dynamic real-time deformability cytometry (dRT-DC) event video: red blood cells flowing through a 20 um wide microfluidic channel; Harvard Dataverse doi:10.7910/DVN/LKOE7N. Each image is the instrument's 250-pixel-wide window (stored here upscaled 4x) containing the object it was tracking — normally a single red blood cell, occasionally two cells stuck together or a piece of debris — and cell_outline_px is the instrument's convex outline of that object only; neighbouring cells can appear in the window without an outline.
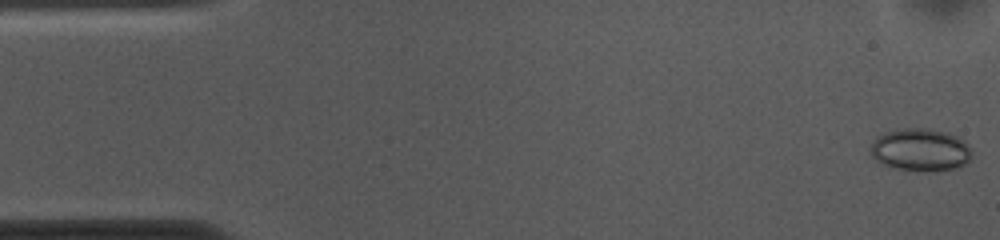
{"species": "common noctule bat (a hibernating species)", "species_latin": "Nyctalus noctula", "temperature_condition": "cold", "stored_images_in_passage": 54, "camera_frame_rate_fps": 3000, "um_per_image_px": 0.085, "animal": {"sex": "female", "body_mass_g": 10.0, "forearm_length_mm": 53.1}, "frame": {"image": 1, "passage_image": 1, "time_ms": 0.0, "image_size_px": [1000, 240], "cell_outline_px": [[972, 156], [964, 164], [956, 168], [924, 172], [920, 172], [892, 168], [880, 164], [868, 152], [872, 144], [884, 132], [904, 128], [932, 128], [956, 136], [968, 144], [972, 148]], "centroid_in_image_um": [78.23, 12.75], "position_along_channel_um": 6.8, "area_um2": 25.43}}
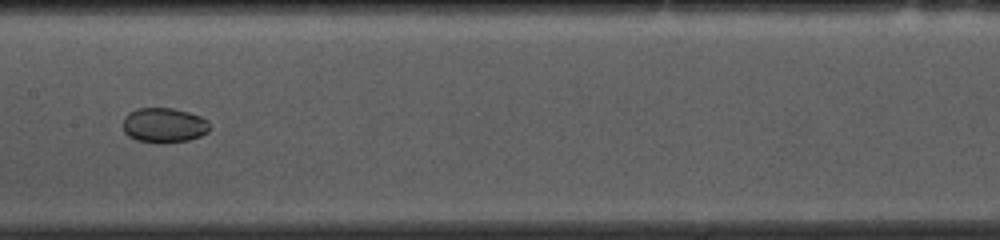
{"frame": {"image": 2, "passage_image": 26, "time_ms": 8.333, "image_size_px": [1000, 240], "cell_outline_px": [[212, 128], [208, 132], [200, 136], [188, 140], [164, 144], [160, 144], [136, 140], [128, 136], [124, 132], [124, 116], [128, 112], [136, 108], [172, 108], [188, 112], [200, 116], [208, 120]], "centroid_in_image_um": [13.95, 10.65], "position_along_channel_um": 193.4, "area_um2": 17.98}}
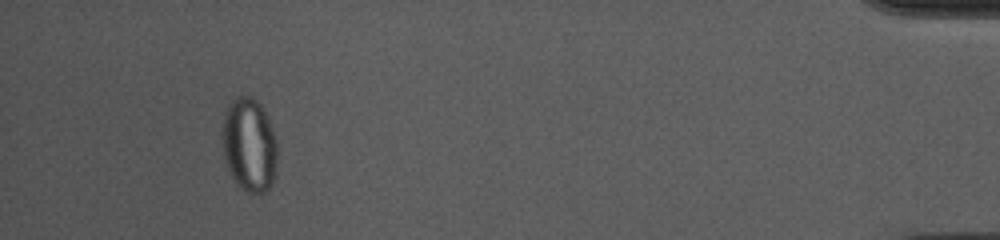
{"frame": {"image": 3, "passage_image": 50, "time_ms": 16.333, "image_size_px": [1000, 240], "cell_outline_px": [[276, 164], [272, 184], [264, 192], [252, 196], [240, 188], [236, 184], [228, 172], [224, 156], [220, 136], [224, 112], [228, 104], [236, 96], [252, 96], [260, 104], [276, 136]], "centroid_in_image_um": [21.14, 12.34], "position_along_channel_um": 414.1, "area_um2": 30.75}}